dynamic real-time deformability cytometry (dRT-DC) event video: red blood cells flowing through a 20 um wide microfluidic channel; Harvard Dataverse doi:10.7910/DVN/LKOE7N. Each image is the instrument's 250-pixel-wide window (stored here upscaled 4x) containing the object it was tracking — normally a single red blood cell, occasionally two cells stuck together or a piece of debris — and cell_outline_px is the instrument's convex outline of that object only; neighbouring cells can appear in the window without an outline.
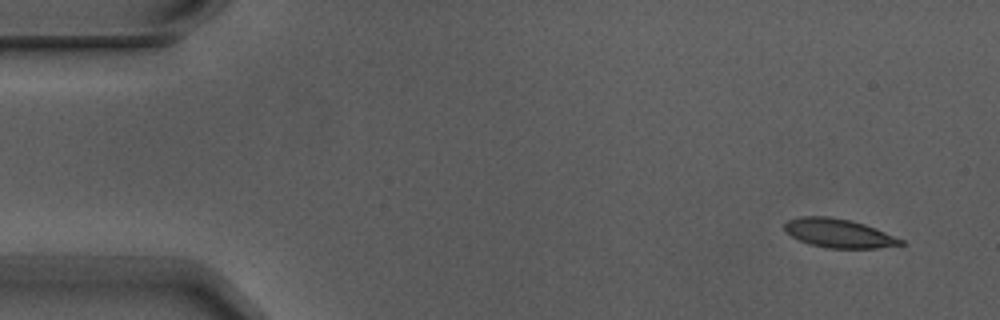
{"species": "Egyptian fruit bat (a non-hibernating species)", "species_latin": "Rousettus aegyptiacus", "temperature_condition": "warm", "stored_images_in_passage": 6, "camera_frame_rate_fps": 3000, "um_per_image_px": 0.085, "animal": {"sex": "male"}, "frame": {"image": 1, "passage_image": 1, "time_ms": 0.0, "image_size_px": [1000, 320], "cell_outline_px": [[904, 244], [880, 248], [828, 248], [808, 244], [784, 232], [784, 224], [788, 220], [800, 216], [828, 216], [852, 220], [876, 228], [904, 240]], "centroid_in_image_um": [71.28, 19.82], "position_along_channel_um": 13.7, "area_um2": 19.65}}
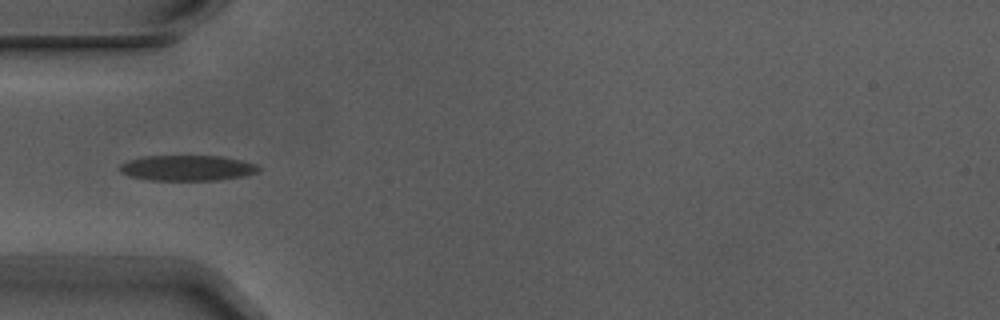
{"frame": {"image": 2, "passage_image": 5, "time_ms": 1.333, "image_size_px": [1000, 320], "cell_outline_px": [[260, 172], [244, 176], [220, 180], [148, 180], [128, 176], [120, 172], [120, 164], [128, 160], [144, 156], [220, 156], [244, 160], [256, 164], [260, 168]], "centroid_in_image_um": [15.94, 14.28], "position_along_channel_um": 69.1, "area_um2": 20.87}}